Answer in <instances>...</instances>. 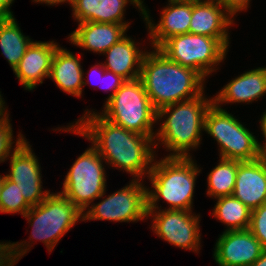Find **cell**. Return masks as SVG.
Returning a JSON list of instances; mask_svg holds the SVG:
<instances>
[{
	"label": "cell",
	"instance_id": "1",
	"mask_svg": "<svg viewBox=\"0 0 266 266\" xmlns=\"http://www.w3.org/2000/svg\"><path fill=\"white\" fill-rule=\"evenodd\" d=\"M86 112L75 125L71 123L67 128L60 127L55 131L63 130L87 138L105 164L126 171L133 176V180H142L146 174L148 176L155 161V136L126 130L104 118L99 112L88 109Z\"/></svg>",
	"mask_w": 266,
	"mask_h": 266
},
{
	"label": "cell",
	"instance_id": "2",
	"mask_svg": "<svg viewBox=\"0 0 266 266\" xmlns=\"http://www.w3.org/2000/svg\"><path fill=\"white\" fill-rule=\"evenodd\" d=\"M140 79L154 108L194 99L204 92L205 79L194 69L169 60L157 48L143 57Z\"/></svg>",
	"mask_w": 266,
	"mask_h": 266
},
{
	"label": "cell",
	"instance_id": "3",
	"mask_svg": "<svg viewBox=\"0 0 266 266\" xmlns=\"http://www.w3.org/2000/svg\"><path fill=\"white\" fill-rule=\"evenodd\" d=\"M204 95L203 92L194 99L167 105L157 111V120L163 117L166 120L155 134L154 147L161 141L170 151L168 157H191L189 151L199 147L205 114L213 103V98Z\"/></svg>",
	"mask_w": 266,
	"mask_h": 266
},
{
	"label": "cell",
	"instance_id": "4",
	"mask_svg": "<svg viewBox=\"0 0 266 266\" xmlns=\"http://www.w3.org/2000/svg\"><path fill=\"white\" fill-rule=\"evenodd\" d=\"M194 162L192 157L165 156L152 164L147 177L153 190L147 188V210L160 209L157 202L163 199L168 210L192 211L195 181L201 172Z\"/></svg>",
	"mask_w": 266,
	"mask_h": 266
},
{
	"label": "cell",
	"instance_id": "5",
	"mask_svg": "<svg viewBox=\"0 0 266 266\" xmlns=\"http://www.w3.org/2000/svg\"><path fill=\"white\" fill-rule=\"evenodd\" d=\"M100 114L123 127L145 136H155L157 110L147 95L140 78L126 80L113 97L104 103Z\"/></svg>",
	"mask_w": 266,
	"mask_h": 266
},
{
	"label": "cell",
	"instance_id": "6",
	"mask_svg": "<svg viewBox=\"0 0 266 266\" xmlns=\"http://www.w3.org/2000/svg\"><path fill=\"white\" fill-rule=\"evenodd\" d=\"M204 131L219 145V158L252 161L261 157V143L256 136L225 109L214 103L207 109Z\"/></svg>",
	"mask_w": 266,
	"mask_h": 266
},
{
	"label": "cell",
	"instance_id": "7",
	"mask_svg": "<svg viewBox=\"0 0 266 266\" xmlns=\"http://www.w3.org/2000/svg\"><path fill=\"white\" fill-rule=\"evenodd\" d=\"M23 217L31 223V243L34 239L42 241L49 252L76 222L83 221V213L60 192L50 193L40 204L32 206Z\"/></svg>",
	"mask_w": 266,
	"mask_h": 266
},
{
	"label": "cell",
	"instance_id": "8",
	"mask_svg": "<svg viewBox=\"0 0 266 266\" xmlns=\"http://www.w3.org/2000/svg\"><path fill=\"white\" fill-rule=\"evenodd\" d=\"M158 50L169 60L194 69L204 79L218 70L228 49L217 39L200 34L185 33L168 38Z\"/></svg>",
	"mask_w": 266,
	"mask_h": 266
},
{
	"label": "cell",
	"instance_id": "9",
	"mask_svg": "<svg viewBox=\"0 0 266 266\" xmlns=\"http://www.w3.org/2000/svg\"><path fill=\"white\" fill-rule=\"evenodd\" d=\"M104 159L90 146L72 164L63 184V194L82 213L90 204L106 193Z\"/></svg>",
	"mask_w": 266,
	"mask_h": 266
},
{
	"label": "cell",
	"instance_id": "10",
	"mask_svg": "<svg viewBox=\"0 0 266 266\" xmlns=\"http://www.w3.org/2000/svg\"><path fill=\"white\" fill-rule=\"evenodd\" d=\"M142 180H133L121 190L91 204L83 213V221L108 220L138 222L147 217V187Z\"/></svg>",
	"mask_w": 266,
	"mask_h": 266
},
{
	"label": "cell",
	"instance_id": "11",
	"mask_svg": "<svg viewBox=\"0 0 266 266\" xmlns=\"http://www.w3.org/2000/svg\"><path fill=\"white\" fill-rule=\"evenodd\" d=\"M153 217L152 230L156 235L175 247L199 252L200 249V215L187 210L159 209L147 210V217Z\"/></svg>",
	"mask_w": 266,
	"mask_h": 266
},
{
	"label": "cell",
	"instance_id": "12",
	"mask_svg": "<svg viewBox=\"0 0 266 266\" xmlns=\"http://www.w3.org/2000/svg\"><path fill=\"white\" fill-rule=\"evenodd\" d=\"M25 139L10 156L9 174L5 176L16 183L26 202L32 207L40 204L51 192L43 191L41 166L31 145Z\"/></svg>",
	"mask_w": 266,
	"mask_h": 266
},
{
	"label": "cell",
	"instance_id": "13",
	"mask_svg": "<svg viewBox=\"0 0 266 266\" xmlns=\"http://www.w3.org/2000/svg\"><path fill=\"white\" fill-rule=\"evenodd\" d=\"M265 248L248 230L224 231L214 248V259L219 266H250Z\"/></svg>",
	"mask_w": 266,
	"mask_h": 266
},
{
	"label": "cell",
	"instance_id": "14",
	"mask_svg": "<svg viewBox=\"0 0 266 266\" xmlns=\"http://www.w3.org/2000/svg\"><path fill=\"white\" fill-rule=\"evenodd\" d=\"M160 15L159 23L154 24L149 11L144 7L143 19L147 23L153 49H158L168 38L189 33L192 0H168V5Z\"/></svg>",
	"mask_w": 266,
	"mask_h": 266
},
{
	"label": "cell",
	"instance_id": "15",
	"mask_svg": "<svg viewBox=\"0 0 266 266\" xmlns=\"http://www.w3.org/2000/svg\"><path fill=\"white\" fill-rule=\"evenodd\" d=\"M233 19L217 0H192L189 33L217 38L228 49V28L234 24Z\"/></svg>",
	"mask_w": 266,
	"mask_h": 266
},
{
	"label": "cell",
	"instance_id": "16",
	"mask_svg": "<svg viewBox=\"0 0 266 266\" xmlns=\"http://www.w3.org/2000/svg\"><path fill=\"white\" fill-rule=\"evenodd\" d=\"M59 46L54 41H33L30 44L19 65L13 71L25 90L31 91L38 83L42 84L44 78H49L51 62Z\"/></svg>",
	"mask_w": 266,
	"mask_h": 266
},
{
	"label": "cell",
	"instance_id": "17",
	"mask_svg": "<svg viewBox=\"0 0 266 266\" xmlns=\"http://www.w3.org/2000/svg\"><path fill=\"white\" fill-rule=\"evenodd\" d=\"M233 196L250 210L266 202V163L262 157L252 161H238Z\"/></svg>",
	"mask_w": 266,
	"mask_h": 266
},
{
	"label": "cell",
	"instance_id": "18",
	"mask_svg": "<svg viewBox=\"0 0 266 266\" xmlns=\"http://www.w3.org/2000/svg\"><path fill=\"white\" fill-rule=\"evenodd\" d=\"M129 2L139 8L143 17L145 4L142 0H74L70 6L78 23H115L129 28V22L124 21L125 8Z\"/></svg>",
	"mask_w": 266,
	"mask_h": 266
},
{
	"label": "cell",
	"instance_id": "19",
	"mask_svg": "<svg viewBox=\"0 0 266 266\" xmlns=\"http://www.w3.org/2000/svg\"><path fill=\"white\" fill-rule=\"evenodd\" d=\"M127 29L115 23L81 22L68 39L80 48L103 54L126 36Z\"/></svg>",
	"mask_w": 266,
	"mask_h": 266
},
{
	"label": "cell",
	"instance_id": "20",
	"mask_svg": "<svg viewBox=\"0 0 266 266\" xmlns=\"http://www.w3.org/2000/svg\"><path fill=\"white\" fill-rule=\"evenodd\" d=\"M266 93V67L249 70L233 80L213 97V103L221 108L225 103H252ZM220 103V104H219Z\"/></svg>",
	"mask_w": 266,
	"mask_h": 266
},
{
	"label": "cell",
	"instance_id": "21",
	"mask_svg": "<svg viewBox=\"0 0 266 266\" xmlns=\"http://www.w3.org/2000/svg\"><path fill=\"white\" fill-rule=\"evenodd\" d=\"M80 58L59 46L54 53L49 75L60 90L76 97L81 96L83 86L87 85Z\"/></svg>",
	"mask_w": 266,
	"mask_h": 266
},
{
	"label": "cell",
	"instance_id": "22",
	"mask_svg": "<svg viewBox=\"0 0 266 266\" xmlns=\"http://www.w3.org/2000/svg\"><path fill=\"white\" fill-rule=\"evenodd\" d=\"M104 54L107 55V60L103 63L105 69L120 75L125 80L140 78L142 60L146 52L140 50L135 40L127 34Z\"/></svg>",
	"mask_w": 266,
	"mask_h": 266
},
{
	"label": "cell",
	"instance_id": "23",
	"mask_svg": "<svg viewBox=\"0 0 266 266\" xmlns=\"http://www.w3.org/2000/svg\"><path fill=\"white\" fill-rule=\"evenodd\" d=\"M32 42L28 36L23 35L14 16L0 17L1 54L7 59L13 71Z\"/></svg>",
	"mask_w": 266,
	"mask_h": 266
},
{
	"label": "cell",
	"instance_id": "24",
	"mask_svg": "<svg viewBox=\"0 0 266 266\" xmlns=\"http://www.w3.org/2000/svg\"><path fill=\"white\" fill-rule=\"evenodd\" d=\"M213 216L227 226L225 231L246 230L250 225L251 211L239 199L231 196L216 198Z\"/></svg>",
	"mask_w": 266,
	"mask_h": 266
},
{
	"label": "cell",
	"instance_id": "25",
	"mask_svg": "<svg viewBox=\"0 0 266 266\" xmlns=\"http://www.w3.org/2000/svg\"><path fill=\"white\" fill-rule=\"evenodd\" d=\"M238 161L229 159H219L207 177V195L218 198L233 195L237 176Z\"/></svg>",
	"mask_w": 266,
	"mask_h": 266
},
{
	"label": "cell",
	"instance_id": "26",
	"mask_svg": "<svg viewBox=\"0 0 266 266\" xmlns=\"http://www.w3.org/2000/svg\"><path fill=\"white\" fill-rule=\"evenodd\" d=\"M31 208L26 202L16 183L4 175L3 187L0 193V213H25Z\"/></svg>",
	"mask_w": 266,
	"mask_h": 266
},
{
	"label": "cell",
	"instance_id": "27",
	"mask_svg": "<svg viewBox=\"0 0 266 266\" xmlns=\"http://www.w3.org/2000/svg\"><path fill=\"white\" fill-rule=\"evenodd\" d=\"M13 130L10 123L9 115L0 119V163L6 161L13 154L11 151H15L16 148L25 140V137L20 133L17 140H15V148L12 144Z\"/></svg>",
	"mask_w": 266,
	"mask_h": 266
},
{
	"label": "cell",
	"instance_id": "28",
	"mask_svg": "<svg viewBox=\"0 0 266 266\" xmlns=\"http://www.w3.org/2000/svg\"><path fill=\"white\" fill-rule=\"evenodd\" d=\"M248 230L266 249V202L251 211L250 225Z\"/></svg>",
	"mask_w": 266,
	"mask_h": 266
},
{
	"label": "cell",
	"instance_id": "29",
	"mask_svg": "<svg viewBox=\"0 0 266 266\" xmlns=\"http://www.w3.org/2000/svg\"><path fill=\"white\" fill-rule=\"evenodd\" d=\"M99 67V68H98ZM99 70V71H98ZM97 71V73L99 72V73H101L100 71H102V74H100V76L102 77H100L101 79H102V81L100 82V83H104V81L105 80H107V81H109L108 83L107 82H105V83H107L105 86L106 87H104L103 85V87L105 88V90L107 91V90H111V94H109V97L108 98H106V100L108 101L111 97H113L114 96V94L117 92V90L122 86V84L126 81L124 78H122L120 75H118V74H115L114 72H112V71H109V70H107V69H105L104 68V66H103V64L101 63V64H96L95 66H93L92 67V69H90V75H89V77L90 76H92L91 75V73L92 74H94L95 72ZM96 74V73H95ZM98 75V74H97ZM94 76V75H93ZM97 77V76H96ZM95 77V78H96ZM107 77H108V79H107ZM105 78V79H104ZM100 79V80H101ZM104 79V80H103ZM110 79V80H109ZM90 82V80L88 79V81H87V83H89ZM91 83V82H90Z\"/></svg>",
	"mask_w": 266,
	"mask_h": 266
},
{
	"label": "cell",
	"instance_id": "30",
	"mask_svg": "<svg viewBox=\"0 0 266 266\" xmlns=\"http://www.w3.org/2000/svg\"><path fill=\"white\" fill-rule=\"evenodd\" d=\"M233 17L236 13L246 10L250 0H217Z\"/></svg>",
	"mask_w": 266,
	"mask_h": 266
},
{
	"label": "cell",
	"instance_id": "31",
	"mask_svg": "<svg viewBox=\"0 0 266 266\" xmlns=\"http://www.w3.org/2000/svg\"><path fill=\"white\" fill-rule=\"evenodd\" d=\"M14 0H0V17L13 16V12L10 11V6Z\"/></svg>",
	"mask_w": 266,
	"mask_h": 266
},
{
	"label": "cell",
	"instance_id": "32",
	"mask_svg": "<svg viewBox=\"0 0 266 266\" xmlns=\"http://www.w3.org/2000/svg\"><path fill=\"white\" fill-rule=\"evenodd\" d=\"M73 1L74 0H33V2H36V3H45V4H47V5H51V6H53V5H56V4H60V3H66V2H69V5L71 4H73Z\"/></svg>",
	"mask_w": 266,
	"mask_h": 266
},
{
	"label": "cell",
	"instance_id": "33",
	"mask_svg": "<svg viewBox=\"0 0 266 266\" xmlns=\"http://www.w3.org/2000/svg\"><path fill=\"white\" fill-rule=\"evenodd\" d=\"M260 127L265 141V143L261 144V147H266V111L263 112V115L260 119Z\"/></svg>",
	"mask_w": 266,
	"mask_h": 266
},
{
	"label": "cell",
	"instance_id": "34",
	"mask_svg": "<svg viewBox=\"0 0 266 266\" xmlns=\"http://www.w3.org/2000/svg\"><path fill=\"white\" fill-rule=\"evenodd\" d=\"M250 266H266V249L262 252L260 257Z\"/></svg>",
	"mask_w": 266,
	"mask_h": 266
},
{
	"label": "cell",
	"instance_id": "35",
	"mask_svg": "<svg viewBox=\"0 0 266 266\" xmlns=\"http://www.w3.org/2000/svg\"><path fill=\"white\" fill-rule=\"evenodd\" d=\"M4 104L5 101L3 100L0 92V119L9 115Z\"/></svg>",
	"mask_w": 266,
	"mask_h": 266
},
{
	"label": "cell",
	"instance_id": "36",
	"mask_svg": "<svg viewBox=\"0 0 266 266\" xmlns=\"http://www.w3.org/2000/svg\"><path fill=\"white\" fill-rule=\"evenodd\" d=\"M261 157L264 159L266 163V147H261Z\"/></svg>",
	"mask_w": 266,
	"mask_h": 266
},
{
	"label": "cell",
	"instance_id": "37",
	"mask_svg": "<svg viewBox=\"0 0 266 266\" xmlns=\"http://www.w3.org/2000/svg\"><path fill=\"white\" fill-rule=\"evenodd\" d=\"M3 182H4V175H0V193H1V190H2V187H3Z\"/></svg>",
	"mask_w": 266,
	"mask_h": 266
}]
</instances>
